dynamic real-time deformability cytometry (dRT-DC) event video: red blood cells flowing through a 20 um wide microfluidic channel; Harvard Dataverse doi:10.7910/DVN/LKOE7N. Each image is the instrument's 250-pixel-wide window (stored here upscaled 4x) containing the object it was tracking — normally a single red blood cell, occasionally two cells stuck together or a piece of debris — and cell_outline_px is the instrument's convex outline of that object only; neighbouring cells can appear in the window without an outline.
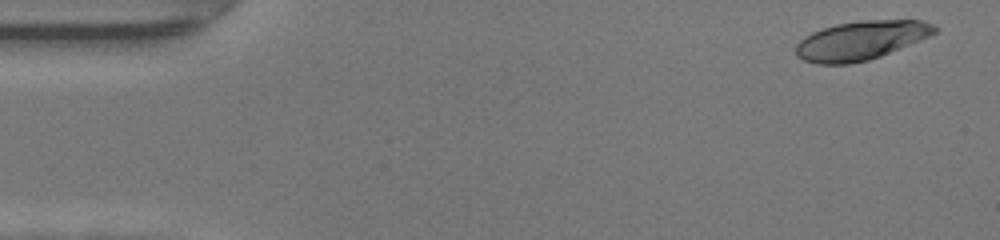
{"species": "human", "species_latin": "Homo sapiens", "temperature_condition": "warm", "stored_images_in_passage": 48, "camera_frame_rate_fps": 3000, "um_per_image_px": 0.085, "donor": {"sex": "female"}, "frame": {"image": 1, "passage_image": 2, "time_ms": 0.333, "image_size_px": [1000, 240], "cell_outline_px": [[936, 32], [928, 36], [880, 56], [868, 60], [848, 64], [816, 64], [804, 60], [796, 56], [796, 44], [804, 36], [812, 32], [836, 24], [860, 20], [920, 20], [932, 24], [936, 28]], "centroid_in_image_um": [73.12, 3.44], "position_along_channel_um": 11.9, "area_um2": 31.15}}
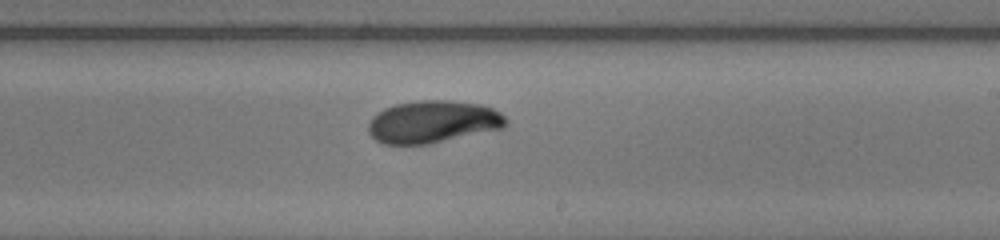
{"frame": {"image": 2, "passage_image": 28, "time_ms": 9.0, "image_size_px": [1000, 240], "cell_outline_px": [[508, 124], [504, 128], [432, 144], [384, 144], [376, 140], [368, 132], [368, 124], [372, 116], [376, 112], [384, 108], [396, 104], [416, 100], [452, 100], [480, 104], [492, 108], [500, 112], [508, 120]], "centroid_in_image_um": [36.81, 10.35], "position_along_channel_um": 252.2, "area_um2": 34.45}}
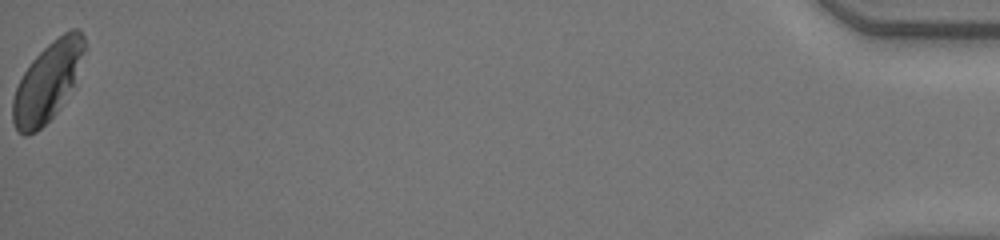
{"frame": {"image": 3, "passage_image": 48, "time_ms": 15.667, "image_size_px": [1000, 240], "cell_outline_px": [[84, 52], [72, 84], [60, 108], [36, 132], [28, 136], [24, 136], [16, 128], [12, 120], [12, 100], [16, 88], [24, 72], [32, 60], [52, 40], [64, 32], [72, 28], [80, 28], [84, 36]], "centroid_in_image_um": [4.01, 6.95], "position_along_channel_um": 431.2, "area_um2": 32.14}, "authors_computed_cell_mechanics": {"area_um2": 32.5703, "velocity_mm_per_s": 4.2952, "shape_relaxation_time_tau1_ms": 3.2901, "shape_relaxation_time_tau2_ms": 1.1578, "deformation_change_tau1": 0.1709, "deformation_change_tau2": 0.0502}}